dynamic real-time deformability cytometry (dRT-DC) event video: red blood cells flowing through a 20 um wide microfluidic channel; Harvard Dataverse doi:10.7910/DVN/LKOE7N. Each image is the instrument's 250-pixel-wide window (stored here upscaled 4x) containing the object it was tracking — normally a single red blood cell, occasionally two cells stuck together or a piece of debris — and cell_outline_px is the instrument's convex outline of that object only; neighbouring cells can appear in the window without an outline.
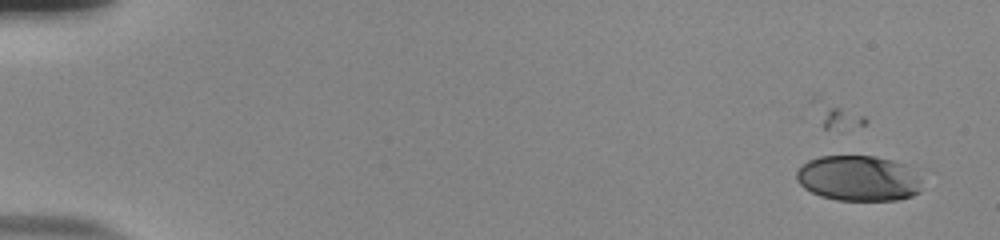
{"species": "human", "species_latin": "Homo sapiens", "temperature_condition": "room temperature", "stored_images_in_passage": 57, "camera_frame_rate_fps": 3000, "um_per_image_px": 0.085, "donor": {"sex": "male"}, "frame": {"image": 1, "passage_image": 7, "time_ms": 2.0, "image_size_px": [1000, 240], "cell_outline_px": [[920, 192], [912, 196], [896, 200], [836, 200], [820, 196], [804, 188], [796, 180], [796, 172], [808, 160], [820, 156], [876, 156], [892, 160], [904, 164], [920, 180]], "centroid_in_image_um": [72.93, 15.16], "position_along_channel_um": 12.1, "area_um2": 33.12}}
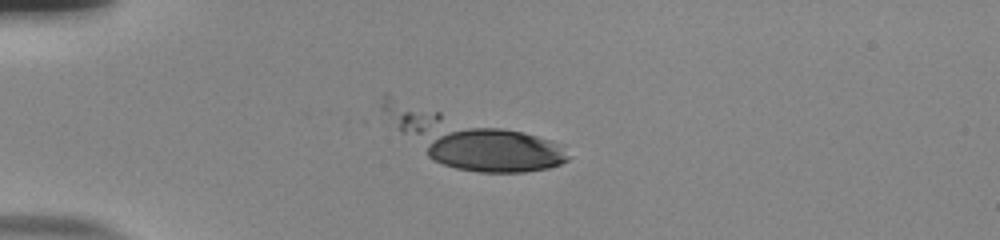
{"frame": {"image": 2, "passage_image": 19, "time_ms": 6.0, "image_size_px": [1000, 240], "cell_outline_px": [[572, 156], [568, 160], [560, 164], [548, 168], [524, 172], [480, 172], [456, 168], [432, 160], [400, 132], [380, 108], [380, 96], [384, 92], [552, 140], [564, 144]], "centroid_in_image_um": [39.99, 11.84], "position_along_channel_um": 45.0, "area_um2": 56.99}}
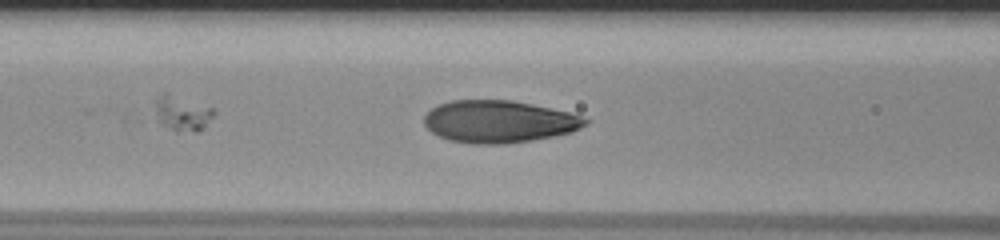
{"frame": {"image": 3, "passage_image": 28, "time_ms": 9.0, "image_size_px": [1000, 240], "cell_outline_px": [[588, 124], [572, 132], [552, 136], [504, 144], [472, 144], [448, 140], [432, 132], [424, 124], [424, 116], [432, 108], [440, 104], [452, 100], [512, 100], [552, 108], [568, 112], [580, 116], [588, 120]], "centroid_in_image_um": [42.4, 10.33], "position_along_channel_um": 124.2, "area_um2": 39.48}}